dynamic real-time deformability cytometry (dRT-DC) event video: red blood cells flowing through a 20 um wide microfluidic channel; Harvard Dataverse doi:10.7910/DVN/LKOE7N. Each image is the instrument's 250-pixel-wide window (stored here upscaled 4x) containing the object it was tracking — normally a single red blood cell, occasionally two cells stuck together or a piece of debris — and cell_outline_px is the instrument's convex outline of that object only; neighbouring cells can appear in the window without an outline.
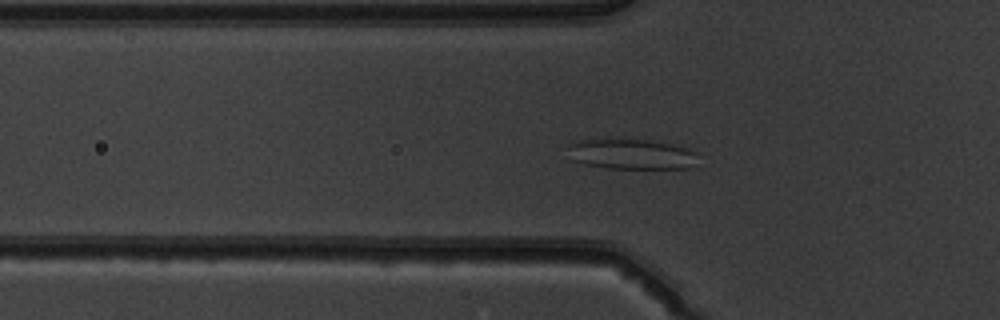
{"species": "common noctule bat (a hibernating species)", "species_latin": "Nyctalus noctula", "temperature_condition": "warm", "stored_images_in_passage": 36, "camera_frame_rate_fps": 3000, "um_per_image_px": 0.085, "animal": {"sex": "male", "body_mass_g": 19.5, "forearm_length_mm": 54.6}, "frame": {"image": 1, "passage_image": 3, "time_ms": 0.667, "image_size_px": [1000, 320], "cell_outline_px": [[696, 152], [692, 164], [688, 168], [608, 168], [588, 164], [572, 160], [568, 144], [576, 140], [608, 136], [648, 140], [680, 144], [692, 148]], "centroid_in_image_um": [53.63, 13.03], "position_along_channel_um": 72.2, "area_um2": 23.76}}
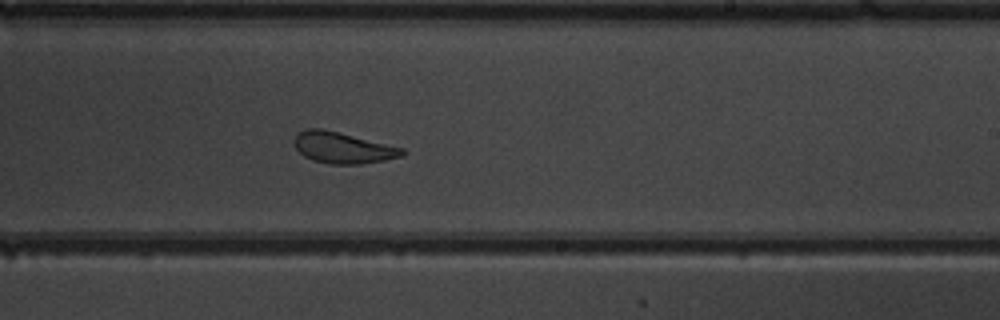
{"frame": {"image": 2, "passage_image": 17, "time_ms": 5.333, "image_size_px": [1000, 320], "cell_outline_px": [[408, 152], [400, 156], [384, 160], [360, 164], [332, 164], [312, 160], [304, 156], [296, 148], [292, 140], [304, 128], [320, 128], [404, 148]], "centroid_in_image_um": [29.12, 12.56], "position_along_channel_um": 259.9, "area_um2": 19.42}}
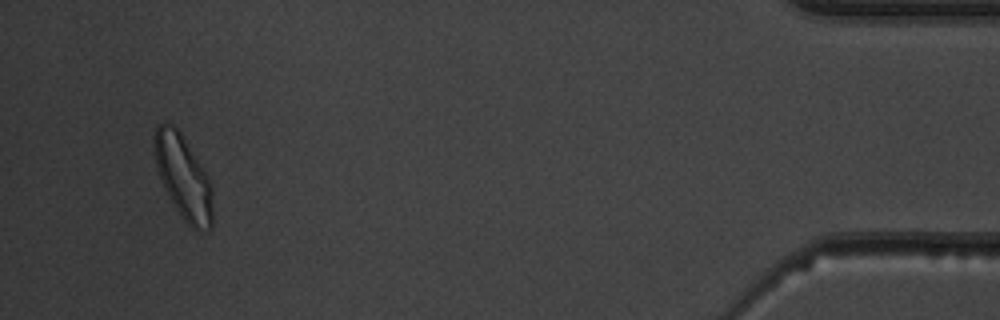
{"frame": {"image": 3, "passage_image": 34, "time_ms": 11.0, "image_size_px": [1000, 320], "cell_outline_px": [[212, 228], [196, 232], [184, 220], [168, 196], [160, 176], [156, 164], [152, 144], [152, 140], [156, 124], [172, 124], [180, 132], [208, 176], [212, 184]], "centroid_in_image_um": [15.58, 15.06], "position_along_channel_um": 419.6, "area_um2": 28.44}, "authors_computed_cell_mechanics": {"area_um2": 20.6635, "velocity_mm_per_s": 4.0311, "shape_relaxation_time_tau1_ms": 5.9734, "shape_relaxation_time_tau2_ms": 1.8208, "deformation_change_tau1": 0.1463, "deformation_change_tau2": 0.0854}}